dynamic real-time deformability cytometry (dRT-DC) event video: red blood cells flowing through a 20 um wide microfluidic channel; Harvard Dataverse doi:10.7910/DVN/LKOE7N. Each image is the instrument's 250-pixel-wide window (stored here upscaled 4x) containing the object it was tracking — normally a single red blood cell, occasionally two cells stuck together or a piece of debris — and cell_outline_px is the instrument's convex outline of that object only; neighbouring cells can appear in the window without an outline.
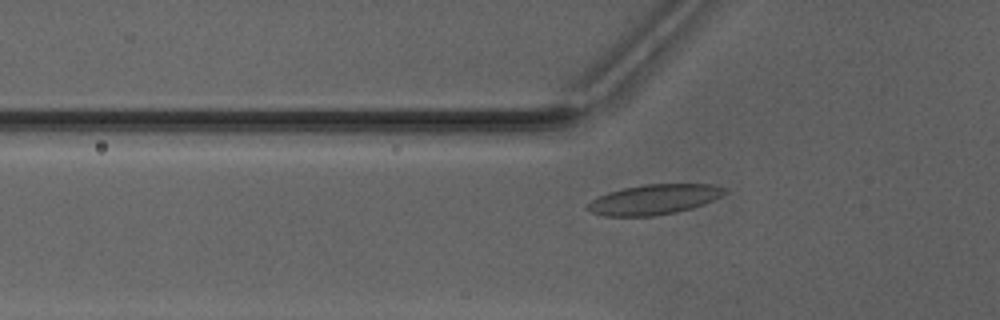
{"species": "Egyptian fruit bat (a non-hibernating species)", "species_latin": "Rousettus aegyptiacus", "temperature_condition": "warm", "stored_images_in_passage": 36, "camera_frame_rate_fps": 3000, "um_per_image_px": 0.085, "animal": {"sex": "male"}, "frame": {"image": 1, "passage_image": 3, "time_ms": 0.667, "image_size_px": [1000, 320], "cell_outline_px": [[728, 192], [704, 204], [692, 208], [676, 212], [652, 216], [604, 216], [592, 212], [584, 208], [592, 200], [608, 192], [624, 188], [644, 184], [712, 184], [724, 188]], "centroid_in_image_um": [55.59, 16.95], "position_along_channel_um": 70.2, "area_um2": 23.87}}
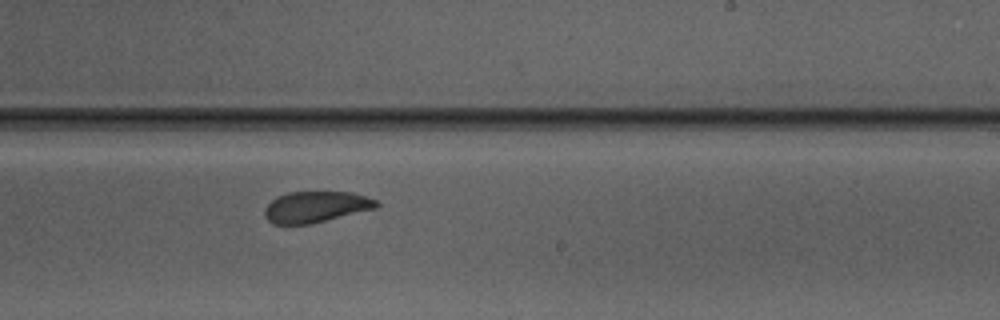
{"frame": {"image": 2, "passage_image": 17, "time_ms": 5.333, "image_size_px": [1000, 320], "cell_outline_px": [[380, 204], [376, 208], [308, 224], [272, 224], [264, 216], [264, 208], [276, 196], [288, 192], [352, 192], [376, 200]], "centroid_in_image_um": [26.8, 17.58], "position_along_channel_um": 262.2, "area_um2": 20.11}}
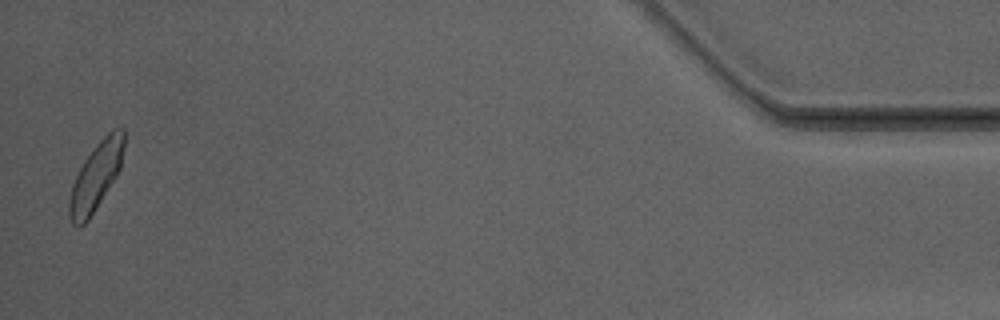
{"frame": {"image": 3, "passage_image": 35, "time_ms": 11.333, "image_size_px": [1000, 320], "cell_outline_px": [[124, 148], [120, 168], [116, 176], [88, 220], [84, 224], [72, 224], [68, 216], [68, 200], [72, 184], [84, 160], [96, 144], [112, 128], [124, 128]], "centroid_in_image_um": [8.15, 14.97], "position_along_channel_um": 427.1, "area_um2": 21.33}, "authors_computed_cell_mechanics": {"area_um2": 21.2993, "velocity_mm_per_s": 4.1388, "shape_relaxation_time_tau1_ms": 2.6486, "shape_relaxation_time_tau2_ms": 1.4852, "deformation_change_tau1": 0.0965, "deformation_change_tau2": 0.0526}}